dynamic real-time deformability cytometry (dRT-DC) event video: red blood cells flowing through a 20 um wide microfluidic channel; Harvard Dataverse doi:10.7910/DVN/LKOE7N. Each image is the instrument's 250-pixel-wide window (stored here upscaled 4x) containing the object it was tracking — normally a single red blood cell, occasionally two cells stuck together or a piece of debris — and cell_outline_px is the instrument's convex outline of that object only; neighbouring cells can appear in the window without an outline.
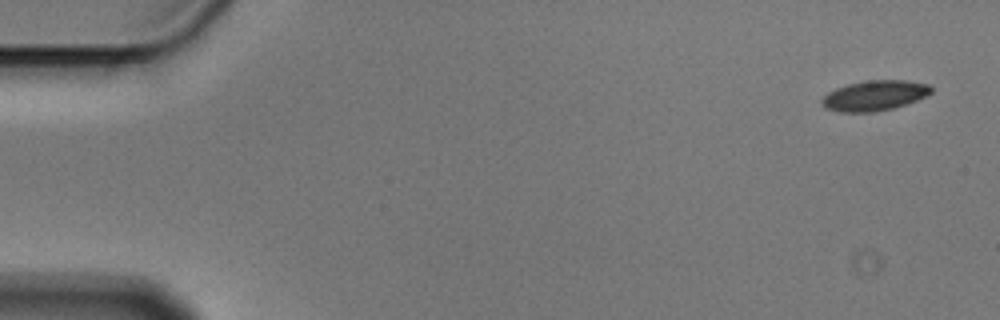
{"species": "Egyptian fruit bat (a non-hibernating species)", "species_latin": "Rousettus aegyptiacus", "temperature_condition": "cold", "stored_images_in_passage": 6, "camera_frame_rate_fps": 3000, "um_per_image_px": 0.085, "animal": {"sex": "male"}, "frame": {"image": 1, "passage_image": 1, "time_ms": 0.0, "image_size_px": [1000, 320], "cell_outline_px": [[932, 92], [916, 100], [892, 108], [872, 112], [840, 112], [824, 108], [820, 104], [820, 100], [828, 92], [836, 88], [848, 84], [864, 80], [908, 80], [928, 84], [932, 88]], "centroid_in_image_um": [74.29, 8.11], "position_along_channel_um": 10.7, "area_um2": 19.25}}
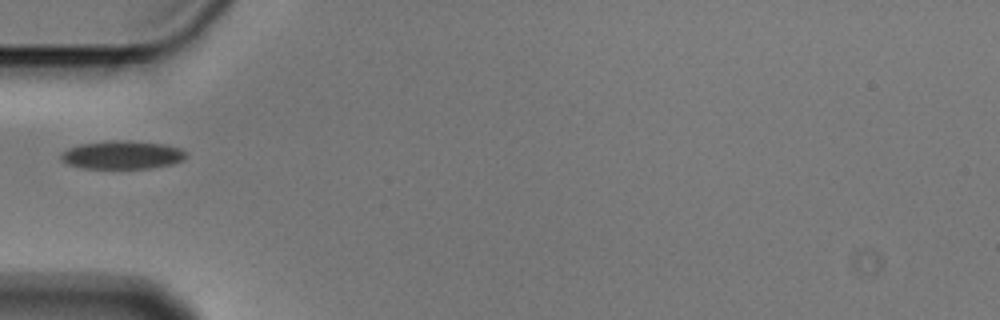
{"frame": {"image": 2, "passage_image": 5, "time_ms": 1.333, "image_size_px": [1000, 320], "cell_outline_px": [[188, 156], [184, 160], [172, 164], [148, 168], [84, 168], [68, 164], [60, 160], [60, 152], [68, 148], [80, 144], [112, 140], [128, 140], [168, 144], [180, 148], [188, 152]], "centroid_in_image_um": [10.42, 13.15], "position_along_channel_um": 74.6, "area_um2": 20.92}}
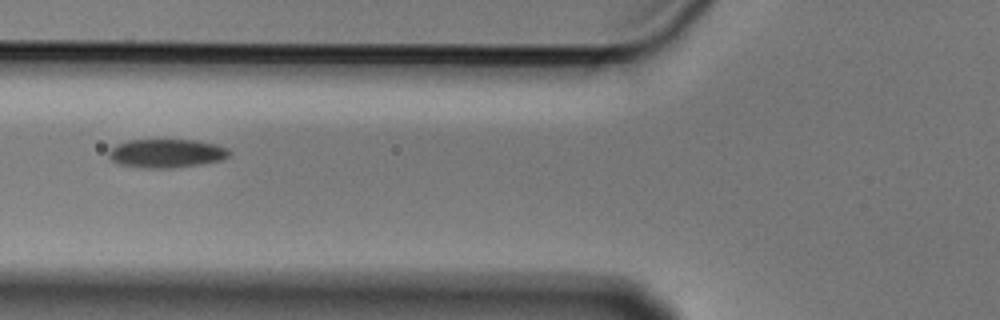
{"frame": {"image": 3, "passage_image": 6, "time_ms": 1.667, "image_size_px": [1000, 320], "cell_outline_px": [[232, 152], [228, 156], [220, 160], [200, 164], [172, 168], [140, 168], [116, 164], [108, 156], [108, 152], [116, 144], [128, 140], [196, 140], [216, 144], [228, 148]], "centroid_in_image_um": [14.13, 13.04], "position_along_channel_um": 111.7, "area_um2": 20.29}}